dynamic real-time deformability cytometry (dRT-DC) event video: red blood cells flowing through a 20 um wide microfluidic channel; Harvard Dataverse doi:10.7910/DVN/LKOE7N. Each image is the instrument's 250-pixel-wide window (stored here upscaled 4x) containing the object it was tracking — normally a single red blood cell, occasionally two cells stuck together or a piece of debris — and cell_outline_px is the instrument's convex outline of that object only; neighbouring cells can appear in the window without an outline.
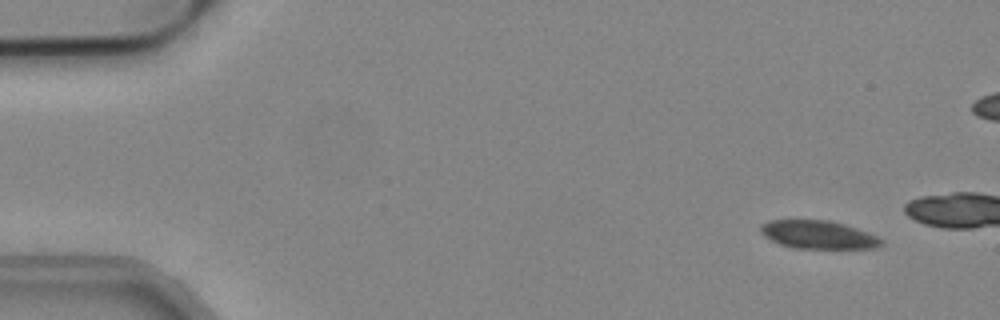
{"species": "common noctule bat (a hibernating species)", "species_latin": "Nyctalus noctula", "temperature_condition": "cold", "stored_images_in_passage": 16, "camera_frame_rate_fps": 3000, "um_per_image_px": 0.085, "animal": {"sex": "male", "body_mass_g": 19.2, "forearm_length_mm": 51.8}, "frame": {"image": 1, "passage_image": 5, "time_ms": 1.333, "image_size_px": [1000, 320], "cell_outline_px": [[884, 244], [876, 248], [792, 248], [780, 244], [764, 236], [760, 232], [760, 224], [768, 220], [828, 220], [844, 224], [868, 232], [884, 240]], "centroid_in_image_um": [69.54, 19.95], "position_along_channel_um": 15.5, "area_um2": 19.88}}